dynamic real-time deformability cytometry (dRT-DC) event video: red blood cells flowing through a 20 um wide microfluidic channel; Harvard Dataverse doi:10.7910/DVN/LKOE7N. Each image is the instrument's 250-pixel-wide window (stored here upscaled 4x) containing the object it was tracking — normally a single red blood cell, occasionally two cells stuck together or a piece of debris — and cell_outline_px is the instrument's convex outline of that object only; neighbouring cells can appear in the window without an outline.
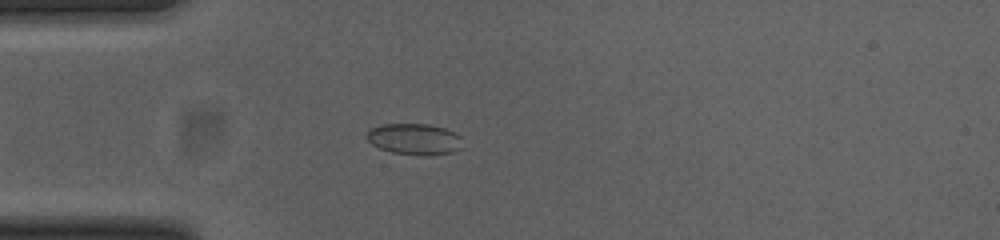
{"species": "common noctule bat (a hibernating species)", "species_latin": "Nyctalus noctula", "temperature_condition": "cold", "stored_images_in_passage": 51, "camera_frame_rate_fps": 3000, "um_per_image_px": 0.085, "animal": {"sex": "female", "body_mass_g": 23.0, "forearm_length_mm": 53.4}, "frame": {"image": 1, "passage_image": 13, "time_ms": 4.0, "image_size_px": [1000, 240], "cell_outline_px": [[460, 148], [452, 152], [424, 156], [420, 156], [392, 152], [380, 148], [372, 144], [364, 136], [372, 128], [380, 124], [428, 124], [444, 128], [456, 132], [460, 136]], "centroid_in_image_um": [35.2, 11.82], "position_along_channel_um": 49.8, "area_um2": 17.4}}
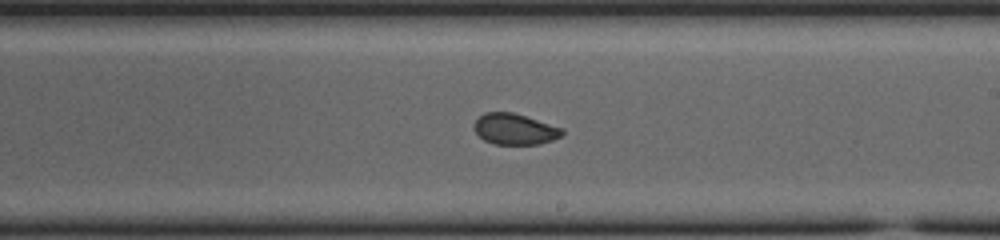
{"frame": {"image": 2, "passage_image": 29, "time_ms": 9.333, "image_size_px": [1000, 240], "cell_outline_px": [[564, 132], [560, 136], [552, 140], [536, 144], [496, 144], [484, 140], [476, 132], [476, 120], [484, 112], [512, 112], [564, 128]], "centroid_in_image_um": [43.78, 10.97], "position_along_channel_um": 245.2, "area_um2": 15.61}}
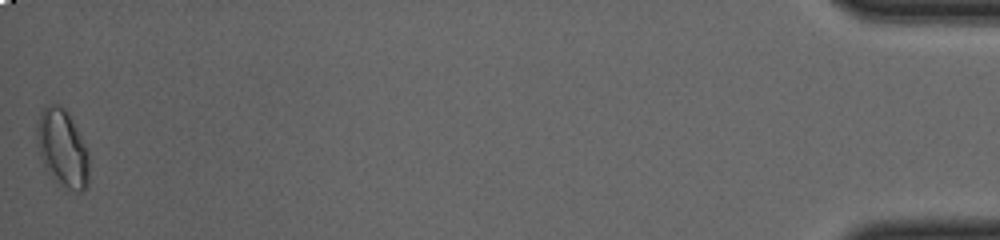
{"frame": {"image": 3, "passage_image": 51, "time_ms": 16.667, "image_size_px": [1000, 240], "cell_outline_px": [[88, 184], [80, 192], [64, 192], [44, 168], [40, 156], [36, 128], [36, 124], [40, 112], [44, 108], [52, 104], [60, 104], [68, 112], [88, 148]], "centroid_in_image_um": [5.31, 12.66], "position_along_channel_um": 429.9, "area_um2": 24.1}, "authors_computed_cell_mechanics": {"area_um2": 16.9354, "velocity_mm_per_s": 3.8613, "shape_relaxation_time_tau1_ms": 8.531, "shape_relaxation_time_tau2_ms": 2.253, "deformation_change_tau1": 0.1082, "deformation_change_tau2": 0.0442}}